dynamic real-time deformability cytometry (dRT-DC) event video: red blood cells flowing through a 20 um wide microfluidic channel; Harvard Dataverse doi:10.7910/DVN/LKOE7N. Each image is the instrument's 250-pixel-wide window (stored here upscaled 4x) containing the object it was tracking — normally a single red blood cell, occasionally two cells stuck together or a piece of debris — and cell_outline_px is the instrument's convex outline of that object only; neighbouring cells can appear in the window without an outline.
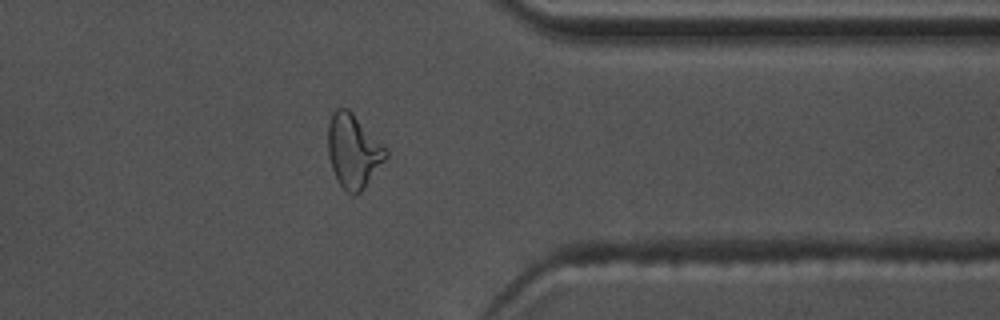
{"species": "common noctule bat (a hibernating species)", "species_latin": "Nyctalus noctula", "temperature_condition": "warm", "stored_images_in_passage": 39, "camera_frame_rate_fps": 3000, "um_per_image_px": 0.085, "animal": {"sex": "male", "body_mass_g": 17.5, "forearm_length_mm": 52.3}, "frame": {"image": 1, "passage_image": 28, "time_ms": 9.0, "image_size_px": [1000, 320], "cell_outline_px": [[388, 156], [364, 188], [356, 196], [348, 192], [336, 180], [328, 156], [328, 124], [332, 112], [336, 108], [348, 108], [388, 148]], "centroid_in_image_um": [30.04, 12.82], "position_along_channel_um": 381.4, "area_um2": 25.03}, "authors_computed_cell_mechanics": {"area_um2": 22.4842, "velocity_mm_per_s": 3.7979, "shape_relaxation_time_tau1_ms": 6.5705, "shape_relaxation_time_tau2_ms": 1.9, "deformation_change_tau1": 0.207, "deformation_change_tau2": 0.0903}}